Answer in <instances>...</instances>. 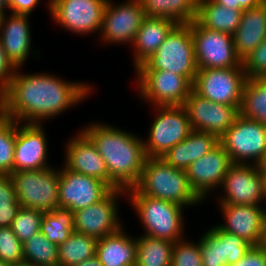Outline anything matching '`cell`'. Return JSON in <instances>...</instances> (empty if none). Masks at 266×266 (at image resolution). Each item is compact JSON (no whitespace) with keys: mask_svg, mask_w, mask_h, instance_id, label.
Wrapping results in <instances>:
<instances>
[{"mask_svg":"<svg viewBox=\"0 0 266 266\" xmlns=\"http://www.w3.org/2000/svg\"><path fill=\"white\" fill-rule=\"evenodd\" d=\"M43 216V211L21 207L12 222V231L24 243L40 232Z\"/></svg>","mask_w":266,"mask_h":266,"instance_id":"cell-36","label":"cell"},{"mask_svg":"<svg viewBox=\"0 0 266 266\" xmlns=\"http://www.w3.org/2000/svg\"><path fill=\"white\" fill-rule=\"evenodd\" d=\"M203 266H227L224 262L223 238L210 228L199 239Z\"/></svg>","mask_w":266,"mask_h":266,"instance_id":"cell-37","label":"cell"},{"mask_svg":"<svg viewBox=\"0 0 266 266\" xmlns=\"http://www.w3.org/2000/svg\"><path fill=\"white\" fill-rule=\"evenodd\" d=\"M219 142L232 164L259 165L266 153V124L239 115Z\"/></svg>","mask_w":266,"mask_h":266,"instance_id":"cell-7","label":"cell"},{"mask_svg":"<svg viewBox=\"0 0 266 266\" xmlns=\"http://www.w3.org/2000/svg\"><path fill=\"white\" fill-rule=\"evenodd\" d=\"M107 0L101 31L103 43L131 46L144 20L145 13L140 0H126L120 4ZM101 34V35H100Z\"/></svg>","mask_w":266,"mask_h":266,"instance_id":"cell-15","label":"cell"},{"mask_svg":"<svg viewBox=\"0 0 266 266\" xmlns=\"http://www.w3.org/2000/svg\"><path fill=\"white\" fill-rule=\"evenodd\" d=\"M106 5L107 0H48L47 2L54 22L81 36L101 31Z\"/></svg>","mask_w":266,"mask_h":266,"instance_id":"cell-13","label":"cell"},{"mask_svg":"<svg viewBox=\"0 0 266 266\" xmlns=\"http://www.w3.org/2000/svg\"><path fill=\"white\" fill-rule=\"evenodd\" d=\"M0 266H12V264L9 262H4V261L0 260Z\"/></svg>","mask_w":266,"mask_h":266,"instance_id":"cell-53","label":"cell"},{"mask_svg":"<svg viewBox=\"0 0 266 266\" xmlns=\"http://www.w3.org/2000/svg\"><path fill=\"white\" fill-rule=\"evenodd\" d=\"M136 238L124 227L97 241L96 256L103 266H136Z\"/></svg>","mask_w":266,"mask_h":266,"instance_id":"cell-26","label":"cell"},{"mask_svg":"<svg viewBox=\"0 0 266 266\" xmlns=\"http://www.w3.org/2000/svg\"><path fill=\"white\" fill-rule=\"evenodd\" d=\"M147 17L166 18L177 24L196 18L198 0H140Z\"/></svg>","mask_w":266,"mask_h":266,"instance_id":"cell-28","label":"cell"},{"mask_svg":"<svg viewBox=\"0 0 266 266\" xmlns=\"http://www.w3.org/2000/svg\"><path fill=\"white\" fill-rule=\"evenodd\" d=\"M97 239L73 232L58 245V266H73L96 255Z\"/></svg>","mask_w":266,"mask_h":266,"instance_id":"cell-30","label":"cell"},{"mask_svg":"<svg viewBox=\"0 0 266 266\" xmlns=\"http://www.w3.org/2000/svg\"><path fill=\"white\" fill-rule=\"evenodd\" d=\"M126 195H145L185 208L203 203L190 187L186 170L171 166L161 157L146 158L138 182L126 190Z\"/></svg>","mask_w":266,"mask_h":266,"instance_id":"cell-3","label":"cell"},{"mask_svg":"<svg viewBox=\"0 0 266 266\" xmlns=\"http://www.w3.org/2000/svg\"><path fill=\"white\" fill-rule=\"evenodd\" d=\"M40 0H8V11L13 14L31 15Z\"/></svg>","mask_w":266,"mask_h":266,"instance_id":"cell-44","label":"cell"},{"mask_svg":"<svg viewBox=\"0 0 266 266\" xmlns=\"http://www.w3.org/2000/svg\"><path fill=\"white\" fill-rule=\"evenodd\" d=\"M17 121L0 112V175L14 173Z\"/></svg>","mask_w":266,"mask_h":266,"instance_id":"cell-34","label":"cell"},{"mask_svg":"<svg viewBox=\"0 0 266 266\" xmlns=\"http://www.w3.org/2000/svg\"><path fill=\"white\" fill-rule=\"evenodd\" d=\"M185 239L174 243L171 266H203L200 243Z\"/></svg>","mask_w":266,"mask_h":266,"instance_id":"cell-38","label":"cell"},{"mask_svg":"<svg viewBox=\"0 0 266 266\" xmlns=\"http://www.w3.org/2000/svg\"><path fill=\"white\" fill-rule=\"evenodd\" d=\"M12 266H36V265L23 261L21 263L12 264Z\"/></svg>","mask_w":266,"mask_h":266,"instance_id":"cell-50","label":"cell"},{"mask_svg":"<svg viewBox=\"0 0 266 266\" xmlns=\"http://www.w3.org/2000/svg\"><path fill=\"white\" fill-rule=\"evenodd\" d=\"M135 71H170L186 77L192 84L198 68L189 23L177 24L153 55Z\"/></svg>","mask_w":266,"mask_h":266,"instance_id":"cell-4","label":"cell"},{"mask_svg":"<svg viewBox=\"0 0 266 266\" xmlns=\"http://www.w3.org/2000/svg\"><path fill=\"white\" fill-rule=\"evenodd\" d=\"M21 125V126H20ZM42 124L17 122L14 149V173L49 168L48 140Z\"/></svg>","mask_w":266,"mask_h":266,"instance_id":"cell-19","label":"cell"},{"mask_svg":"<svg viewBox=\"0 0 266 266\" xmlns=\"http://www.w3.org/2000/svg\"><path fill=\"white\" fill-rule=\"evenodd\" d=\"M21 207L53 211L59 207V170L55 167L11 174Z\"/></svg>","mask_w":266,"mask_h":266,"instance_id":"cell-6","label":"cell"},{"mask_svg":"<svg viewBox=\"0 0 266 266\" xmlns=\"http://www.w3.org/2000/svg\"><path fill=\"white\" fill-rule=\"evenodd\" d=\"M126 197L144 226V235L174 243L185 238L183 206L145 195Z\"/></svg>","mask_w":266,"mask_h":266,"instance_id":"cell-5","label":"cell"},{"mask_svg":"<svg viewBox=\"0 0 266 266\" xmlns=\"http://www.w3.org/2000/svg\"><path fill=\"white\" fill-rule=\"evenodd\" d=\"M7 15L6 12L0 26V39L8 59L16 68H22L31 50L29 15L10 12Z\"/></svg>","mask_w":266,"mask_h":266,"instance_id":"cell-22","label":"cell"},{"mask_svg":"<svg viewBox=\"0 0 266 266\" xmlns=\"http://www.w3.org/2000/svg\"><path fill=\"white\" fill-rule=\"evenodd\" d=\"M189 24L198 70L243 67L242 60L236 54L232 35L207 29L196 20Z\"/></svg>","mask_w":266,"mask_h":266,"instance_id":"cell-11","label":"cell"},{"mask_svg":"<svg viewBox=\"0 0 266 266\" xmlns=\"http://www.w3.org/2000/svg\"><path fill=\"white\" fill-rule=\"evenodd\" d=\"M59 169V207L73 213L101 201L112 189L100 179Z\"/></svg>","mask_w":266,"mask_h":266,"instance_id":"cell-16","label":"cell"},{"mask_svg":"<svg viewBox=\"0 0 266 266\" xmlns=\"http://www.w3.org/2000/svg\"><path fill=\"white\" fill-rule=\"evenodd\" d=\"M218 143L219 138L215 134L192 130L182 142L169 149L161 158L175 168L186 170Z\"/></svg>","mask_w":266,"mask_h":266,"instance_id":"cell-25","label":"cell"},{"mask_svg":"<svg viewBox=\"0 0 266 266\" xmlns=\"http://www.w3.org/2000/svg\"><path fill=\"white\" fill-rule=\"evenodd\" d=\"M20 208L11 175H0V228L11 227Z\"/></svg>","mask_w":266,"mask_h":266,"instance_id":"cell-35","label":"cell"},{"mask_svg":"<svg viewBox=\"0 0 266 266\" xmlns=\"http://www.w3.org/2000/svg\"><path fill=\"white\" fill-rule=\"evenodd\" d=\"M0 260L11 264L24 261L23 243L11 227L0 228Z\"/></svg>","mask_w":266,"mask_h":266,"instance_id":"cell-40","label":"cell"},{"mask_svg":"<svg viewBox=\"0 0 266 266\" xmlns=\"http://www.w3.org/2000/svg\"><path fill=\"white\" fill-rule=\"evenodd\" d=\"M148 139H144L147 157H162L173 146L182 142L192 131L184 106H156Z\"/></svg>","mask_w":266,"mask_h":266,"instance_id":"cell-8","label":"cell"},{"mask_svg":"<svg viewBox=\"0 0 266 266\" xmlns=\"http://www.w3.org/2000/svg\"><path fill=\"white\" fill-rule=\"evenodd\" d=\"M81 131L104 159L109 179L118 188H132L138 182L147 158L144 140L109 123H90Z\"/></svg>","mask_w":266,"mask_h":266,"instance_id":"cell-2","label":"cell"},{"mask_svg":"<svg viewBox=\"0 0 266 266\" xmlns=\"http://www.w3.org/2000/svg\"><path fill=\"white\" fill-rule=\"evenodd\" d=\"M247 78H266V39L243 61Z\"/></svg>","mask_w":266,"mask_h":266,"instance_id":"cell-41","label":"cell"},{"mask_svg":"<svg viewBox=\"0 0 266 266\" xmlns=\"http://www.w3.org/2000/svg\"><path fill=\"white\" fill-rule=\"evenodd\" d=\"M6 13V11L0 7V26L2 24L3 16Z\"/></svg>","mask_w":266,"mask_h":266,"instance_id":"cell-51","label":"cell"},{"mask_svg":"<svg viewBox=\"0 0 266 266\" xmlns=\"http://www.w3.org/2000/svg\"><path fill=\"white\" fill-rule=\"evenodd\" d=\"M17 68L8 59L2 41L0 39V96L10 86L11 80Z\"/></svg>","mask_w":266,"mask_h":266,"instance_id":"cell-42","label":"cell"},{"mask_svg":"<svg viewBox=\"0 0 266 266\" xmlns=\"http://www.w3.org/2000/svg\"><path fill=\"white\" fill-rule=\"evenodd\" d=\"M243 10L227 8L212 0H198L195 20L203 27L232 35L239 27Z\"/></svg>","mask_w":266,"mask_h":266,"instance_id":"cell-27","label":"cell"},{"mask_svg":"<svg viewBox=\"0 0 266 266\" xmlns=\"http://www.w3.org/2000/svg\"><path fill=\"white\" fill-rule=\"evenodd\" d=\"M75 135L66 144L63 165L73 172L100 179L112 190L119 189L109 179L106 163L92 141L81 130Z\"/></svg>","mask_w":266,"mask_h":266,"instance_id":"cell-21","label":"cell"},{"mask_svg":"<svg viewBox=\"0 0 266 266\" xmlns=\"http://www.w3.org/2000/svg\"><path fill=\"white\" fill-rule=\"evenodd\" d=\"M259 168L263 173H266V153H265V156L263 157L261 163L259 164Z\"/></svg>","mask_w":266,"mask_h":266,"instance_id":"cell-48","label":"cell"},{"mask_svg":"<svg viewBox=\"0 0 266 266\" xmlns=\"http://www.w3.org/2000/svg\"><path fill=\"white\" fill-rule=\"evenodd\" d=\"M266 0H234L235 10H246L261 5Z\"/></svg>","mask_w":266,"mask_h":266,"instance_id":"cell-45","label":"cell"},{"mask_svg":"<svg viewBox=\"0 0 266 266\" xmlns=\"http://www.w3.org/2000/svg\"><path fill=\"white\" fill-rule=\"evenodd\" d=\"M225 223L216 225L222 231L243 238L252 246L265 245V207L255 205L219 204Z\"/></svg>","mask_w":266,"mask_h":266,"instance_id":"cell-20","label":"cell"},{"mask_svg":"<svg viewBox=\"0 0 266 266\" xmlns=\"http://www.w3.org/2000/svg\"><path fill=\"white\" fill-rule=\"evenodd\" d=\"M58 245L38 232L23 243L24 262L36 266H58Z\"/></svg>","mask_w":266,"mask_h":266,"instance_id":"cell-33","label":"cell"},{"mask_svg":"<svg viewBox=\"0 0 266 266\" xmlns=\"http://www.w3.org/2000/svg\"><path fill=\"white\" fill-rule=\"evenodd\" d=\"M40 232L56 245L63 243L73 232V212L66 208H55L44 212Z\"/></svg>","mask_w":266,"mask_h":266,"instance_id":"cell-32","label":"cell"},{"mask_svg":"<svg viewBox=\"0 0 266 266\" xmlns=\"http://www.w3.org/2000/svg\"><path fill=\"white\" fill-rule=\"evenodd\" d=\"M192 130L215 134L220 138L240 115V107L205 99L193 90L184 103Z\"/></svg>","mask_w":266,"mask_h":266,"instance_id":"cell-17","label":"cell"},{"mask_svg":"<svg viewBox=\"0 0 266 266\" xmlns=\"http://www.w3.org/2000/svg\"><path fill=\"white\" fill-rule=\"evenodd\" d=\"M220 188L224 195L218 204L266 205V178L259 165L232 164Z\"/></svg>","mask_w":266,"mask_h":266,"instance_id":"cell-10","label":"cell"},{"mask_svg":"<svg viewBox=\"0 0 266 266\" xmlns=\"http://www.w3.org/2000/svg\"><path fill=\"white\" fill-rule=\"evenodd\" d=\"M140 99L156 106H183L193 84L170 71H135Z\"/></svg>","mask_w":266,"mask_h":266,"instance_id":"cell-12","label":"cell"},{"mask_svg":"<svg viewBox=\"0 0 266 266\" xmlns=\"http://www.w3.org/2000/svg\"><path fill=\"white\" fill-rule=\"evenodd\" d=\"M247 79L243 67L201 69L192 90L212 102L240 107Z\"/></svg>","mask_w":266,"mask_h":266,"instance_id":"cell-9","label":"cell"},{"mask_svg":"<svg viewBox=\"0 0 266 266\" xmlns=\"http://www.w3.org/2000/svg\"><path fill=\"white\" fill-rule=\"evenodd\" d=\"M232 36L236 54L243 61L266 39V1L243 10L240 25Z\"/></svg>","mask_w":266,"mask_h":266,"instance_id":"cell-23","label":"cell"},{"mask_svg":"<svg viewBox=\"0 0 266 266\" xmlns=\"http://www.w3.org/2000/svg\"><path fill=\"white\" fill-rule=\"evenodd\" d=\"M176 25L177 23L166 18H144L132 44L135 69L155 53Z\"/></svg>","mask_w":266,"mask_h":266,"instance_id":"cell-24","label":"cell"},{"mask_svg":"<svg viewBox=\"0 0 266 266\" xmlns=\"http://www.w3.org/2000/svg\"><path fill=\"white\" fill-rule=\"evenodd\" d=\"M264 236H265V244H266V206H265Z\"/></svg>","mask_w":266,"mask_h":266,"instance_id":"cell-52","label":"cell"},{"mask_svg":"<svg viewBox=\"0 0 266 266\" xmlns=\"http://www.w3.org/2000/svg\"><path fill=\"white\" fill-rule=\"evenodd\" d=\"M0 7L3 8L6 12H8V0H0Z\"/></svg>","mask_w":266,"mask_h":266,"instance_id":"cell-49","label":"cell"},{"mask_svg":"<svg viewBox=\"0 0 266 266\" xmlns=\"http://www.w3.org/2000/svg\"><path fill=\"white\" fill-rule=\"evenodd\" d=\"M73 266H103V264L100 262L98 257L95 255L94 257L87 259L85 261H82L79 264H76Z\"/></svg>","mask_w":266,"mask_h":266,"instance_id":"cell-46","label":"cell"},{"mask_svg":"<svg viewBox=\"0 0 266 266\" xmlns=\"http://www.w3.org/2000/svg\"><path fill=\"white\" fill-rule=\"evenodd\" d=\"M231 165L228 153L219 142L186 169L190 187L202 201L208 199L211 191H218Z\"/></svg>","mask_w":266,"mask_h":266,"instance_id":"cell-18","label":"cell"},{"mask_svg":"<svg viewBox=\"0 0 266 266\" xmlns=\"http://www.w3.org/2000/svg\"><path fill=\"white\" fill-rule=\"evenodd\" d=\"M126 190H111L101 201L73 213L74 232L97 240L117 232L123 225L118 217L119 203Z\"/></svg>","mask_w":266,"mask_h":266,"instance_id":"cell-14","label":"cell"},{"mask_svg":"<svg viewBox=\"0 0 266 266\" xmlns=\"http://www.w3.org/2000/svg\"><path fill=\"white\" fill-rule=\"evenodd\" d=\"M212 228L223 238L224 262L231 265L239 261L253 247L243 238L233 233L222 231L216 225Z\"/></svg>","mask_w":266,"mask_h":266,"instance_id":"cell-39","label":"cell"},{"mask_svg":"<svg viewBox=\"0 0 266 266\" xmlns=\"http://www.w3.org/2000/svg\"><path fill=\"white\" fill-rule=\"evenodd\" d=\"M17 68L10 86L0 96L1 111L19 123L42 124L84 102L93 87L64 81L50 73L23 74Z\"/></svg>","mask_w":266,"mask_h":266,"instance_id":"cell-1","label":"cell"},{"mask_svg":"<svg viewBox=\"0 0 266 266\" xmlns=\"http://www.w3.org/2000/svg\"><path fill=\"white\" fill-rule=\"evenodd\" d=\"M216 4H220L222 6H225L227 8L234 9V0H212Z\"/></svg>","mask_w":266,"mask_h":266,"instance_id":"cell-47","label":"cell"},{"mask_svg":"<svg viewBox=\"0 0 266 266\" xmlns=\"http://www.w3.org/2000/svg\"><path fill=\"white\" fill-rule=\"evenodd\" d=\"M174 242L146 235L136 237V266H171Z\"/></svg>","mask_w":266,"mask_h":266,"instance_id":"cell-29","label":"cell"},{"mask_svg":"<svg viewBox=\"0 0 266 266\" xmlns=\"http://www.w3.org/2000/svg\"><path fill=\"white\" fill-rule=\"evenodd\" d=\"M240 115L266 124V78H248L244 86Z\"/></svg>","mask_w":266,"mask_h":266,"instance_id":"cell-31","label":"cell"},{"mask_svg":"<svg viewBox=\"0 0 266 266\" xmlns=\"http://www.w3.org/2000/svg\"><path fill=\"white\" fill-rule=\"evenodd\" d=\"M227 266H266V244L253 246L239 261Z\"/></svg>","mask_w":266,"mask_h":266,"instance_id":"cell-43","label":"cell"}]
</instances>
